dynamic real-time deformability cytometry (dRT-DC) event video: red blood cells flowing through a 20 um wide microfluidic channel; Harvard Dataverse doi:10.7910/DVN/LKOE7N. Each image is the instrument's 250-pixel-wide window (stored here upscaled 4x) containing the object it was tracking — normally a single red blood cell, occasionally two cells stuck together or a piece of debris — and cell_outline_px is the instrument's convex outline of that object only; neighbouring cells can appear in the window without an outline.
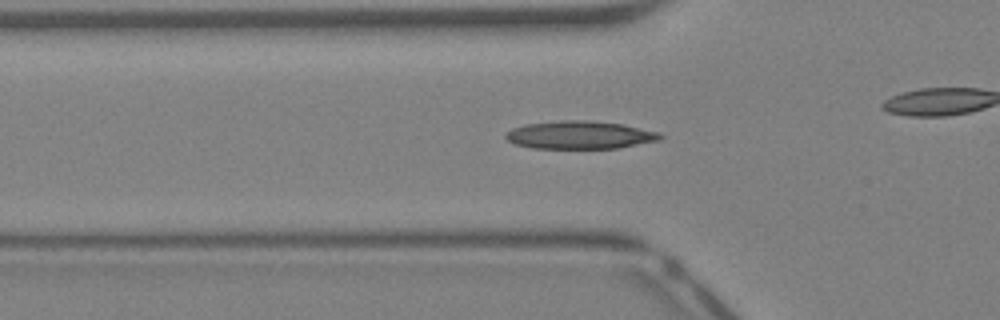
{"species": "Egyptian fruit bat (a non-hibernating species)", "species_latin": "Rousettus aegyptiacus", "temperature_condition": "warm", "stored_images_in_passage": 41, "camera_frame_rate_fps": 3000, "um_per_image_px": 0.085, "animal": {"sex": "female"}, "frame": {"image": 1, "passage_image": 13, "time_ms": 4.0, "image_size_px": [1000, 320], "cell_outline_px": [[664, 136], [660, 140], [616, 148], [532, 148], [516, 144], [508, 140], [504, 136], [512, 128], [524, 124], [560, 120], [592, 120], [624, 124], [660, 132]], "centroid_in_image_um": [49.31, 11.46], "position_along_channel_um": 76.5, "area_um2": 25.26}}
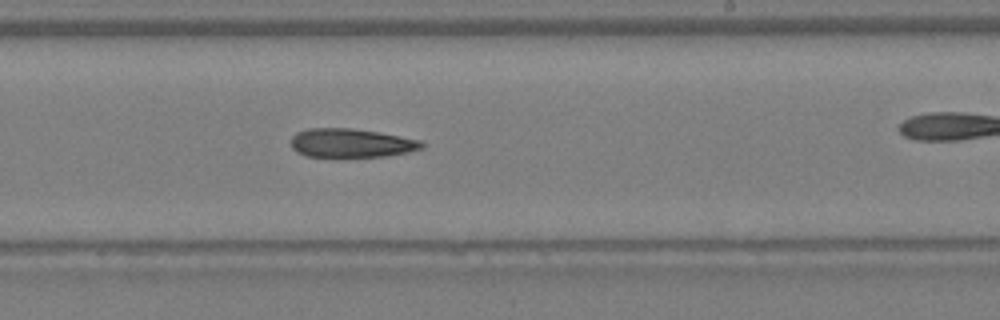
{"frame": {"image": 2, "passage_image": 24, "time_ms": 7.667, "image_size_px": [1000, 320], "cell_outline_px": [[424, 148], [408, 152], [384, 156], [308, 156], [296, 152], [292, 148], [292, 136], [296, 132], [308, 128], [352, 128], [400, 136], [420, 140], [424, 144]], "centroid_in_image_um": [29.84, 12.15], "position_along_channel_um": 259.2, "area_um2": 21.73}}
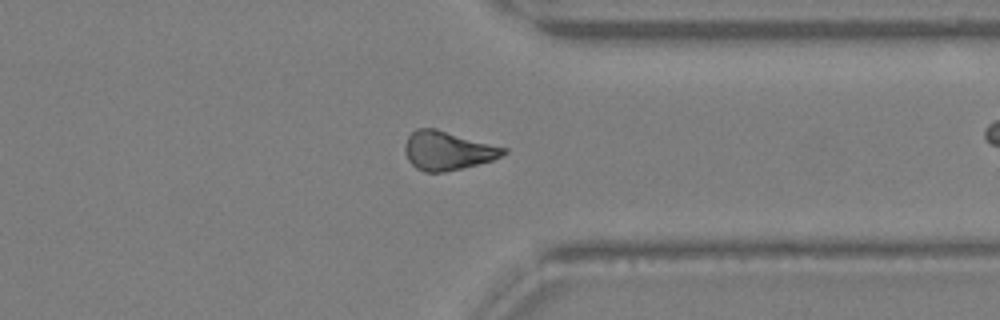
{"frame": {"image": 3, "passage_image": 31, "time_ms": 10.0, "image_size_px": [1000, 320], "cell_outline_px": [[508, 152], [492, 160], [444, 172], [424, 172], [416, 168], [408, 160], [404, 152], [404, 144], [408, 136], [416, 128], [436, 128], [508, 148]], "centroid_in_image_um": [38.02, 12.79], "position_along_channel_um": 373.4, "area_um2": 22.31}}